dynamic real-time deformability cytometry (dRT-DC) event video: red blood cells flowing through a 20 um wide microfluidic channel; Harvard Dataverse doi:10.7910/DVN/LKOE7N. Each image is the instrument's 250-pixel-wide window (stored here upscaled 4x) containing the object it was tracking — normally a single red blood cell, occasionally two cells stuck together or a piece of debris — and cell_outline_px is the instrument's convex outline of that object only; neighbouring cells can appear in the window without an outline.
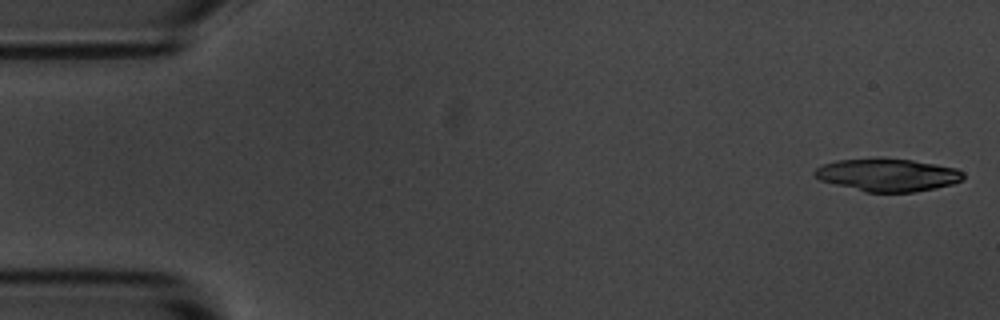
{"species": "common noctule bat (a hibernating species)", "species_latin": "Nyctalus noctula", "temperature_condition": "room temperature", "stored_images_in_passage": 35, "camera_frame_rate_fps": 3000, "um_per_image_px": 0.085, "animal": {"sex": "male", "body_mass_g": 20.1, "forearm_length_mm": 53.5}, "frame": {"image": 1, "passage_image": 1, "time_ms": 0.0, "image_size_px": [1000, 320], "cell_outline_px": [[964, 180], [952, 184], [936, 188], [912, 192], [864, 192], [820, 180], [812, 172], [816, 168], [824, 164], [836, 160], [872, 156], [880, 156], [912, 160], [936, 164], [956, 168], [964, 172]], "centroid_in_image_um": [75.44, 14.84], "position_along_channel_um": 9.6, "area_um2": 29.02}}
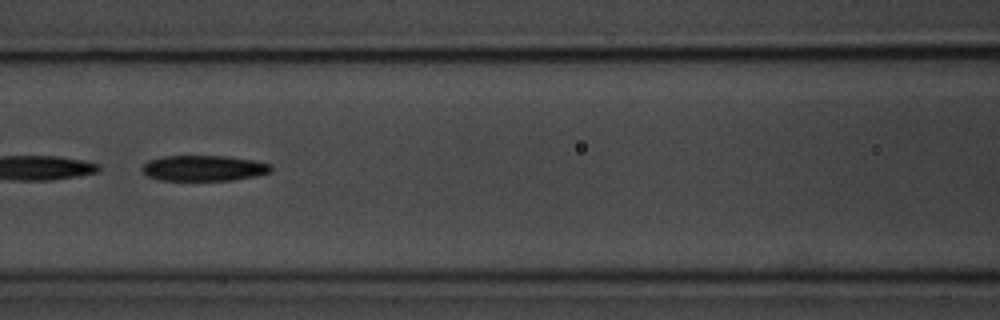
{"frame": {"image": 2, "passage_image": 23, "time_ms": 7.333, "image_size_px": [1000, 320], "cell_outline_px": [[272, 172], [256, 176], [232, 180], [160, 180], [148, 176], [140, 168], [148, 160], [164, 156], [228, 156], [256, 160], [272, 164]], "centroid_in_image_um": [17.36, 14.29], "position_along_channel_um": 149.2, "area_um2": 19.42}}